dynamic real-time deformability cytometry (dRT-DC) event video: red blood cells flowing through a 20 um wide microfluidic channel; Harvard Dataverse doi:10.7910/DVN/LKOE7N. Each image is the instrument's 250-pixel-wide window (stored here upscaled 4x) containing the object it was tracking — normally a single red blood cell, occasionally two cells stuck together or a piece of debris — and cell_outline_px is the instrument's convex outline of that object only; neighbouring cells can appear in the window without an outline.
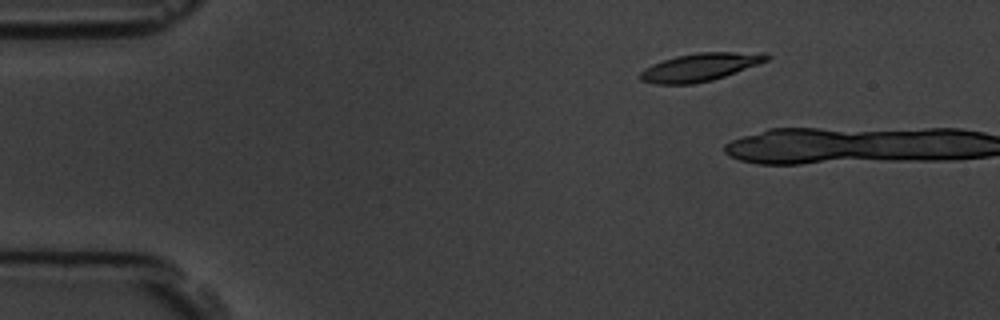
{"species": "common noctule bat (a hibernating species)", "species_latin": "Nyctalus noctula", "temperature_condition": "room temperature", "stored_images_in_passage": 4, "camera_frame_rate_fps": 3000, "um_per_image_px": 0.085, "animal": {"sex": "male", "body_mass_g": 19.5, "forearm_length_mm": 54.6}, "frame": {"image": 1, "passage_image": 3, "time_ms": 2.333, "image_size_px": [1000, 320], "cell_outline_px": [[772, 56], [768, 60], [724, 76], [712, 80], [692, 84], [656, 84], [640, 80], [640, 72], [644, 68], [652, 64], [676, 56], [696, 52], [764, 52]], "centroid_in_image_um": [59.51, 5.69], "position_along_channel_um": 25.5, "area_um2": 20.52}}